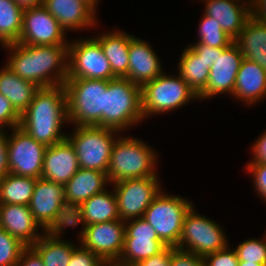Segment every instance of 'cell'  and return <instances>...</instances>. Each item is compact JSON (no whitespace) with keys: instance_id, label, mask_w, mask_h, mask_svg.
Here are the masks:
<instances>
[{"instance_id":"cell-6","label":"cell","mask_w":266,"mask_h":266,"mask_svg":"<svg viewBox=\"0 0 266 266\" xmlns=\"http://www.w3.org/2000/svg\"><path fill=\"white\" fill-rule=\"evenodd\" d=\"M119 131L98 126H75L67 135L73 145L79 167L107 173L112 147ZM115 135V136H114Z\"/></svg>"},{"instance_id":"cell-11","label":"cell","mask_w":266,"mask_h":266,"mask_svg":"<svg viewBox=\"0 0 266 266\" xmlns=\"http://www.w3.org/2000/svg\"><path fill=\"white\" fill-rule=\"evenodd\" d=\"M7 135L9 173L40 178L47 146L33 139L21 127L12 128Z\"/></svg>"},{"instance_id":"cell-45","label":"cell","mask_w":266,"mask_h":266,"mask_svg":"<svg viewBox=\"0 0 266 266\" xmlns=\"http://www.w3.org/2000/svg\"><path fill=\"white\" fill-rule=\"evenodd\" d=\"M6 133L7 130L0 129V179L9 173Z\"/></svg>"},{"instance_id":"cell-53","label":"cell","mask_w":266,"mask_h":266,"mask_svg":"<svg viewBox=\"0 0 266 266\" xmlns=\"http://www.w3.org/2000/svg\"><path fill=\"white\" fill-rule=\"evenodd\" d=\"M240 1L245 2V3H249L250 5H252L254 0H240Z\"/></svg>"},{"instance_id":"cell-14","label":"cell","mask_w":266,"mask_h":266,"mask_svg":"<svg viewBox=\"0 0 266 266\" xmlns=\"http://www.w3.org/2000/svg\"><path fill=\"white\" fill-rule=\"evenodd\" d=\"M125 221L120 219L86 226L80 244L96 254L106 265H115L122 253Z\"/></svg>"},{"instance_id":"cell-49","label":"cell","mask_w":266,"mask_h":266,"mask_svg":"<svg viewBox=\"0 0 266 266\" xmlns=\"http://www.w3.org/2000/svg\"><path fill=\"white\" fill-rule=\"evenodd\" d=\"M18 6L23 9L39 6L43 3V0H14Z\"/></svg>"},{"instance_id":"cell-47","label":"cell","mask_w":266,"mask_h":266,"mask_svg":"<svg viewBox=\"0 0 266 266\" xmlns=\"http://www.w3.org/2000/svg\"><path fill=\"white\" fill-rule=\"evenodd\" d=\"M250 162L266 163V131L253 143Z\"/></svg>"},{"instance_id":"cell-19","label":"cell","mask_w":266,"mask_h":266,"mask_svg":"<svg viewBox=\"0 0 266 266\" xmlns=\"http://www.w3.org/2000/svg\"><path fill=\"white\" fill-rule=\"evenodd\" d=\"M42 5L67 31L97 25L96 11L83 0H43Z\"/></svg>"},{"instance_id":"cell-39","label":"cell","mask_w":266,"mask_h":266,"mask_svg":"<svg viewBox=\"0 0 266 266\" xmlns=\"http://www.w3.org/2000/svg\"><path fill=\"white\" fill-rule=\"evenodd\" d=\"M67 266H107L96 254L81 244L74 249Z\"/></svg>"},{"instance_id":"cell-46","label":"cell","mask_w":266,"mask_h":266,"mask_svg":"<svg viewBox=\"0 0 266 266\" xmlns=\"http://www.w3.org/2000/svg\"><path fill=\"white\" fill-rule=\"evenodd\" d=\"M190 48L199 56L208 62V66L211 68L216 59L217 47H210L204 44H189Z\"/></svg>"},{"instance_id":"cell-36","label":"cell","mask_w":266,"mask_h":266,"mask_svg":"<svg viewBox=\"0 0 266 266\" xmlns=\"http://www.w3.org/2000/svg\"><path fill=\"white\" fill-rule=\"evenodd\" d=\"M234 250L239 261L266 265V234L263 240L262 238L244 240Z\"/></svg>"},{"instance_id":"cell-18","label":"cell","mask_w":266,"mask_h":266,"mask_svg":"<svg viewBox=\"0 0 266 266\" xmlns=\"http://www.w3.org/2000/svg\"><path fill=\"white\" fill-rule=\"evenodd\" d=\"M79 168L75 149L66 138L47 147L41 177L65 185Z\"/></svg>"},{"instance_id":"cell-33","label":"cell","mask_w":266,"mask_h":266,"mask_svg":"<svg viewBox=\"0 0 266 266\" xmlns=\"http://www.w3.org/2000/svg\"><path fill=\"white\" fill-rule=\"evenodd\" d=\"M77 244L43 235L31 247L40 255L44 266H67Z\"/></svg>"},{"instance_id":"cell-22","label":"cell","mask_w":266,"mask_h":266,"mask_svg":"<svg viewBox=\"0 0 266 266\" xmlns=\"http://www.w3.org/2000/svg\"><path fill=\"white\" fill-rule=\"evenodd\" d=\"M233 97L245 102V105L259 103L266 97V70L258 63L243 58L236 76Z\"/></svg>"},{"instance_id":"cell-24","label":"cell","mask_w":266,"mask_h":266,"mask_svg":"<svg viewBox=\"0 0 266 266\" xmlns=\"http://www.w3.org/2000/svg\"><path fill=\"white\" fill-rule=\"evenodd\" d=\"M94 38L100 43L110 63L112 73L117 78H125L128 74L130 41L134 36L115 30L102 33Z\"/></svg>"},{"instance_id":"cell-2","label":"cell","mask_w":266,"mask_h":266,"mask_svg":"<svg viewBox=\"0 0 266 266\" xmlns=\"http://www.w3.org/2000/svg\"><path fill=\"white\" fill-rule=\"evenodd\" d=\"M141 86L126 78L108 81L100 127L119 132L143 122Z\"/></svg>"},{"instance_id":"cell-35","label":"cell","mask_w":266,"mask_h":266,"mask_svg":"<svg viewBox=\"0 0 266 266\" xmlns=\"http://www.w3.org/2000/svg\"><path fill=\"white\" fill-rule=\"evenodd\" d=\"M199 23L198 42L210 47H229L234 39L223 31L219 22L204 14Z\"/></svg>"},{"instance_id":"cell-50","label":"cell","mask_w":266,"mask_h":266,"mask_svg":"<svg viewBox=\"0 0 266 266\" xmlns=\"http://www.w3.org/2000/svg\"><path fill=\"white\" fill-rule=\"evenodd\" d=\"M238 266H266L258 263H251L246 261H239Z\"/></svg>"},{"instance_id":"cell-13","label":"cell","mask_w":266,"mask_h":266,"mask_svg":"<svg viewBox=\"0 0 266 266\" xmlns=\"http://www.w3.org/2000/svg\"><path fill=\"white\" fill-rule=\"evenodd\" d=\"M65 30L41 4L23 11L18 43L27 45H69Z\"/></svg>"},{"instance_id":"cell-42","label":"cell","mask_w":266,"mask_h":266,"mask_svg":"<svg viewBox=\"0 0 266 266\" xmlns=\"http://www.w3.org/2000/svg\"><path fill=\"white\" fill-rule=\"evenodd\" d=\"M170 263L171 266H205L202 257L178 248L171 252Z\"/></svg>"},{"instance_id":"cell-10","label":"cell","mask_w":266,"mask_h":266,"mask_svg":"<svg viewBox=\"0 0 266 266\" xmlns=\"http://www.w3.org/2000/svg\"><path fill=\"white\" fill-rule=\"evenodd\" d=\"M158 176L126 179L113 183L119 219L143 218L146 209L161 192Z\"/></svg>"},{"instance_id":"cell-48","label":"cell","mask_w":266,"mask_h":266,"mask_svg":"<svg viewBox=\"0 0 266 266\" xmlns=\"http://www.w3.org/2000/svg\"><path fill=\"white\" fill-rule=\"evenodd\" d=\"M251 13L256 20L266 23V0H254Z\"/></svg>"},{"instance_id":"cell-12","label":"cell","mask_w":266,"mask_h":266,"mask_svg":"<svg viewBox=\"0 0 266 266\" xmlns=\"http://www.w3.org/2000/svg\"><path fill=\"white\" fill-rule=\"evenodd\" d=\"M128 221H125L123 250L115 265H137L167 247L159 239L155 229L143 218Z\"/></svg>"},{"instance_id":"cell-40","label":"cell","mask_w":266,"mask_h":266,"mask_svg":"<svg viewBox=\"0 0 266 266\" xmlns=\"http://www.w3.org/2000/svg\"><path fill=\"white\" fill-rule=\"evenodd\" d=\"M21 115L14 109L11 102L0 94V129L15 128L20 125Z\"/></svg>"},{"instance_id":"cell-43","label":"cell","mask_w":266,"mask_h":266,"mask_svg":"<svg viewBox=\"0 0 266 266\" xmlns=\"http://www.w3.org/2000/svg\"><path fill=\"white\" fill-rule=\"evenodd\" d=\"M174 249L173 246H167L159 254L140 261L137 266H171V252Z\"/></svg>"},{"instance_id":"cell-23","label":"cell","mask_w":266,"mask_h":266,"mask_svg":"<svg viewBox=\"0 0 266 266\" xmlns=\"http://www.w3.org/2000/svg\"><path fill=\"white\" fill-rule=\"evenodd\" d=\"M64 199V185L42 177L36 180L29 208L42 228L57 213L60 203Z\"/></svg>"},{"instance_id":"cell-30","label":"cell","mask_w":266,"mask_h":266,"mask_svg":"<svg viewBox=\"0 0 266 266\" xmlns=\"http://www.w3.org/2000/svg\"><path fill=\"white\" fill-rule=\"evenodd\" d=\"M97 193L82 203L86 225L103 223L119 219L117 199L114 189Z\"/></svg>"},{"instance_id":"cell-32","label":"cell","mask_w":266,"mask_h":266,"mask_svg":"<svg viewBox=\"0 0 266 266\" xmlns=\"http://www.w3.org/2000/svg\"><path fill=\"white\" fill-rule=\"evenodd\" d=\"M11 52L6 66L21 79L37 85L36 45L10 43L7 52Z\"/></svg>"},{"instance_id":"cell-26","label":"cell","mask_w":266,"mask_h":266,"mask_svg":"<svg viewBox=\"0 0 266 266\" xmlns=\"http://www.w3.org/2000/svg\"><path fill=\"white\" fill-rule=\"evenodd\" d=\"M247 60L258 63L266 70V23L251 16L240 34L234 39Z\"/></svg>"},{"instance_id":"cell-20","label":"cell","mask_w":266,"mask_h":266,"mask_svg":"<svg viewBox=\"0 0 266 266\" xmlns=\"http://www.w3.org/2000/svg\"><path fill=\"white\" fill-rule=\"evenodd\" d=\"M153 50L147 41L136 37L130 41L126 79L142 87L164 72L160 59Z\"/></svg>"},{"instance_id":"cell-8","label":"cell","mask_w":266,"mask_h":266,"mask_svg":"<svg viewBox=\"0 0 266 266\" xmlns=\"http://www.w3.org/2000/svg\"><path fill=\"white\" fill-rule=\"evenodd\" d=\"M224 230L211 218L195 212V206L186 213L178 245L175 248L204 258L229 245Z\"/></svg>"},{"instance_id":"cell-21","label":"cell","mask_w":266,"mask_h":266,"mask_svg":"<svg viewBox=\"0 0 266 266\" xmlns=\"http://www.w3.org/2000/svg\"><path fill=\"white\" fill-rule=\"evenodd\" d=\"M205 13L216 19L221 28L235 39L252 16L251 5L240 0H204ZM242 2V3H241Z\"/></svg>"},{"instance_id":"cell-38","label":"cell","mask_w":266,"mask_h":266,"mask_svg":"<svg viewBox=\"0 0 266 266\" xmlns=\"http://www.w3.org/2000/svg\"><path fill=\"white\" fill-rule=\"evenodd\" d=\"M205 266H238L239 260L235 250L230 249V245L226 248L206 255L204 258Z\"/></svg>"},{"instance_id":"cell-31","label":"cell","mask_w":266,"mask_h":266,"mask_svg":"<svg viewBox=\"0 0 266 266\" xmlns=\"http://www.w3.org/2000/svg\"><path fill=\"white\" fill-rule=\"evenodd\" d=\"M36 178L8 173L0 179V204L29 206Z\"/></svg>"},{"instance_id":"cell-1","label":"cell","mask_w":266,"mask_h":266,"mask_svg":"<svg viewBox=\"0 0 266 266\" xmlns=\"http://www.w3.org/2000/svg\"><path fill=\"white\" fill-rule=\"evenodd\" d=\"M65 123H69L66 91L64 85H59L40 88L35 93L21 114L19 127L48 147L66 139L67 134L61 132Z\"/></svg>"},{"instance_id":"cell-28","label":"cell","mask_w":266,"mask_h":266,"mask_svg":"<svg viewBox=\"0 0 266 266\" xmlns=\"http://www.w3.org/2000/svg\"><path fill=\"white\" fill-rule=\"evenodd\" d=\"M80 224L83 226L82 230L80 231V235L78 236L79 241L84 238L87 226L84 220L82 204L64 199L60 203L57 213L43 228V235H47L48 237L54 239H61V235L65 232V228L70 226L75 228Z\"/></svg>"},{"instance_id":"cell-34","label":"cell","mask_w":266,"mask_h":266,"mask_svg":"<svg viewBox=\"0 0 266 266\" xmlns=\"http://www.w3.org/2000/svg\"><path fill=\"white\" fill-rule=\"evenodd\" d=\"M23 11L14 0H0V36L8 44L19 41Z\"/></svg>"},{"instance_id":"cell-25","label":"cell","mask_w":266,"mask_h":266,"mask_svg":"<svg viewBox=\"0 0 266 266\" xmlns=\"http://www.w3.org/2000/svg\"><path fill=\"white\" fill-rule=\"evenodd\" d=\"M109 183L107 173L79 168L64 185V198L82 204L93 195L104 191Z\"/></svg>"},{"instance_id":"cell-44","label":"cell","mask_w":266,"mask_h":266,"mask_svg":"<svg viewBox=\"0 0 266 266\" xmlns=\"http://www.w3.org/2000/svg\"><path fill=\"white\" fill-rule=\"evenodd\" d=\"M16 266H44V264L40 255L31 246H27L22 251Z\"/></svg>"},{"instance_id":"cell-51","label":"cell","mask_w":266,"mask_h":266,"mask_svg":"<svg viewBox=\"0 0 266 266\" xmlns=\"http://www.w3.org/2000/svg\"><path fill=\"white\" fill-rule=\"evenodd\" d=\"M83 1L88 3L95 11L97 10L96 8H97V4L99 3V0H83Z\"/></svg>"},{"instance_id":"cell-15","label":"cell","mask_w":266,"mask_h":266,"mask_svg":"<svg viewBox=\"0 0 266 266\" xmlns=\"http://www.w3.org/2000/svg\"><path fill=\"white\" fill-rule=\"evenodd\" d=\"M243 58L234 42L229 47H217L216 59L210 68L206 88L198 96L199 100L214 98L221 93L233 96L236 76Z\"/></svg>"},{"instance_id":"cell-37","label":"cell","mask_w":266,"mask_h":266,"mask_svg":"<svg viewBox=\"0 0 266 266\" xmlns=\"http://www.w3.org/2000/svg\"><path fill=\"white\" fill-rule=\"evenodd\" d=\"M26 247L0 227V266H16Z\"/></svg>"},{"instance_id":"cell-41","label":"cell","mask_w":266,"mask_h":266,"mask_svg":"<svg viewBox=\"0 0 266 266\" xmlns=\"http://www.w3.org/2000/svg\"><path fill=\"white\" fill-rule=\"evenodd\" d=\"M246 170L254 178L255 192L266 202V163L248 162Z\"/></svg>"},{"instance_id":"cell-54","label":"cell","mask_w":266,"mask_h":266,"mask_svg":"<svg viewBox=\"0 0 266 266\" xmlns=\"http://www.w3.org/2000/svg\"><path fill=\"white\" fill-rule=\"evenodd\" d=\"M113 266H137V265H113Z\"/></svg>"},{"instance_id":"cell-3","label":"cell","mask_w":266,"mask_h":266,"mask_svg":"<svg viewBox=\"0 0 266 266\" xmlns=\"http://www.w3.org/2000/svg\"><path fill=\"white\" fill-rule=\"evenodd\" d=\"M144 141L128 136L117 137L111 152L107 177L111 184L126 179L158 176L157 156Z\"/></svg>"},{"instance_id":"cell-27","label":"cell","mask_w":266,"mask_h":266,"mask_svg":"<svg viewBox=\"0 0 266 266\" xmlns=\"http://www.w3.org/2000/svg\"><path fill=\"white\" fill-rule=\"evenodd\" d=\"M40 89L35 83L21 79L6 64L0 69V94L5 96L21 115Z\"/></svg>"},{"instance_id":"cell-52","label":"cell","mask_w":266,"mask_h":266,"mask_svg":"<svg viewBox=\"0 0 266 266\" xmlns=\"http://www.w3.org/2000/svg\"><path fill=\"white\" fill-rule=\"evenodd\" d=\"M0 43H1L2 47L7 49L9 44L1 36H0Z\"/></svg>"},{"instance_id":"cell-9","label":"cell","mask_w":266,"mask_h":266,"mask_svg":"<svg viewBox=\"0 0 266 266\" xmlns=\"http://www.w3.org/2000/svg\"><path fill=\"white\" fill-rule=\"evenodd\" d=\"M69 41L67 78L112 80L111 70L100 43L94 38Z\"/></svg>"},{"instance_id":"cell-4","label":"cell","mask_w":266,"mask_h":266,"mask_svg":"<svg viewBox=\"0 0 266 266\" xmlns=\"http://www.w3.org/2000/svg\"><path fill=\"white\" fill-rule=\"evenodd\" d=\"M107 85L106 80L67 78L64 87L68 122L74 126L100 127Z\"/></svg>"},{"instance_id":"cell-17","label":"cell","mask_w":266,"mask_h":266,"mask_svg":"<svg viewBox=\"0 0 266 266\" xmlns=\"http://www.w3.org/2000/svg\"><path fill=\"white\" fill-rule=\"evenodd\" d=\"M0 227L26 246L34 245L43 236L38 232L43 228L27 205L0 204Z\"/></svg>"},{"instance_id":"cell-16","label":"cell","mask_w":266,"mask_h":266,"mask_svg":"<svg viewBox=\"0 0 266 266\" xmlns=\"http://www.w3.org/2000/svg\"><path fill=\"white\" fill-rule=\"evenodd\" d=\"M37 86L64 85L68 74V45H36Z\"/></svg>"},{"instance_id":"cell-5","label":"cell","mask_w":266,"mask_h":266,"mask_svg":"<svg viewBox=\"0 0 266 266\" xmlns=\"http://www.w3.org/2000/svg\"><path fill=\"white\" fill-rule=\"evenodd\" d=\"M141 98L144 118L174 111L199 99L179 74L170 76L164 72L141 87Z\"/></svg>"},{"instance_id":"cell-29","label":"cell","mask_w":266,"mask_h":266,"mask_svg":"<svg viewBox=\"0 0 266 266\" xmlns=\"http://www.w3.org/2000/svg\"><path fill=\"white\" fill-rule=\"evenodd\" d=\"M178 73L189 87L199 96L206 88L210 67L189 45L183 50L178 63Z\"/></svg>"},{"instance_id":"cell-7","label":"cell","mask_w":266,"mask_h":266,"mask_svg":"<svg viewBox=\"0 0 266 266\" xmlns=\"http://www.w3.org/2000/svg\"><path fill=\"white\" fill-rule=\"evenodd\" d=\"M161 192L146 209L143 219L156 231L166 246L176 247L180 240L186 213L194 205L181 196Z\"/></svg>"}]
</instances>
